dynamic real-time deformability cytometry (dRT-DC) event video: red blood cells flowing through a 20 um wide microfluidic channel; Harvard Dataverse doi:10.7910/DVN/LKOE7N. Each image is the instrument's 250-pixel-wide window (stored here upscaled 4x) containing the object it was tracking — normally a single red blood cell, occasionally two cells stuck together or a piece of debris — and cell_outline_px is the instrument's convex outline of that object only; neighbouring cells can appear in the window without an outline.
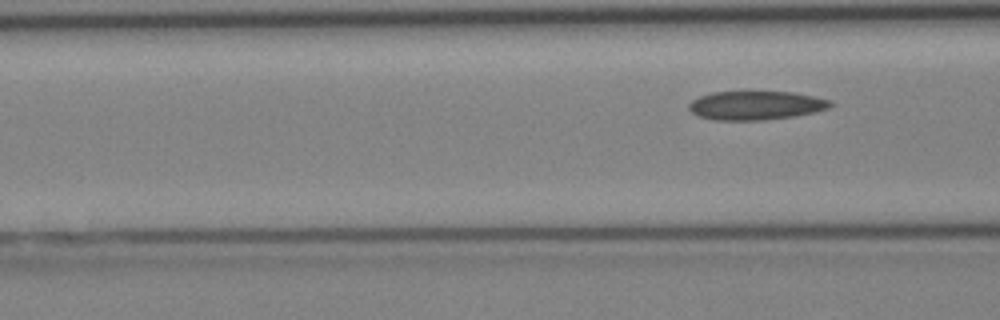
{"species": "Egyptian fruit bat (a non-hibernating species)", "species_latin": "Rousettus aegyptiacus", "temperature_condition": "cold", "stored_images_in_passage": 5, "segment_of_instrument_passage": [2, 2], "camera_frame_rate_fps": 3000, "um_per_image_px": 0.085, "animal": {"sex": "female"}, "frame": {"image": 1, "passage_image": 5, "time_ms": 5.667, "image_size_px": [1000, 320], "cell_outline_px": [[832, 104], [828, 108], [796, 116], [764, 120], [712, 120], [696, 116], [688, 108], [688, 104], [692, 100], [700, 96], [712, 92], [792, 92], [812, 96], [828, 100]], "centroid_in_image_um": [64.17, 8.97], "position_along_channel_um": 102.4, "area_um2": 23.64}}